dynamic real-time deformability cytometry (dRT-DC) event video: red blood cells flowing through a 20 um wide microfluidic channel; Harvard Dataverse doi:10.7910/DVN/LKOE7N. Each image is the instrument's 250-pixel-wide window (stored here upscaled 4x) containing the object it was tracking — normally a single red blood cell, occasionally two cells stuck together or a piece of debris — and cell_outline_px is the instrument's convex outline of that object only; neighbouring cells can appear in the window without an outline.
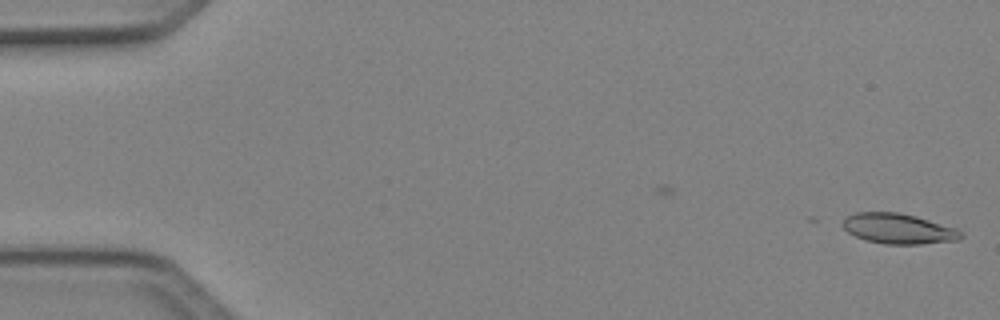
{"species": "Egyptian fruit bat (a non-hibernating species)", "species_latin": "Rousettus aegyptiacus", "temperature_condition": "cold", "stored_images_in_passage": 5, "camera_frame_rate_fps": 3000, "um_per_image_px": 0.085, "animal": {"sex": "female"}, "frame": {"image": 1, "passage_image": 5, "time_ms": 1.333, "image_size_px": [1000, 320], "cell_outline_px": [[964, 236], [960, 240], [920, 244], [884, 244], [868, 240], [856, 236], [848, 232], [840, 224], [848, 216], [856, 212], [900, 212], [916, 216], [956, 228], [964, 232]], "centroid_in_image_um": [76.41, 19.43], "position_along_channel_um": 8.6, "area_um2": 20.92}}